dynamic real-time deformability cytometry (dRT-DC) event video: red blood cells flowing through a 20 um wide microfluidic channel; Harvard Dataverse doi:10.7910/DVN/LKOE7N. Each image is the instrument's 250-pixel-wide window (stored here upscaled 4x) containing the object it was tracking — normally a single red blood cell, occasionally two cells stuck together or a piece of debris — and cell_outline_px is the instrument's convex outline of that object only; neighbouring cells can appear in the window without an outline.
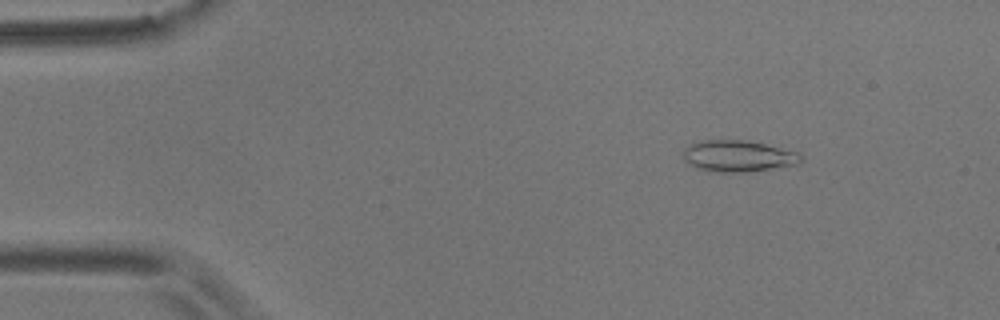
{"species": "common noctule bat (a hibernating species)", "species_latin": "Nyctalus noctula", "temperature_condition": "room temperature", "stored_images_in_passage": 4, "camera_frame_rate_fps": 3000, "um_per_image_px": 0.085, "animal": {"sex": "male", "body_mass_g": 17.9}, "frame": {"image": 1, "passage_image": 1, "time_ms": 0.0, "image_size_px": [1000, 320], "cell_outline_px": [[800, 160], [796, 164], [744, 172], [720, 172], [696, 168], [684, 160], [684, 148], [692, 144], [704, 140], [748, 140], [800, 152]], "centroid_in_image_um": [62.72, 13.25], "position_along_channel_um": 22.3, "area_um2": 21.21}}